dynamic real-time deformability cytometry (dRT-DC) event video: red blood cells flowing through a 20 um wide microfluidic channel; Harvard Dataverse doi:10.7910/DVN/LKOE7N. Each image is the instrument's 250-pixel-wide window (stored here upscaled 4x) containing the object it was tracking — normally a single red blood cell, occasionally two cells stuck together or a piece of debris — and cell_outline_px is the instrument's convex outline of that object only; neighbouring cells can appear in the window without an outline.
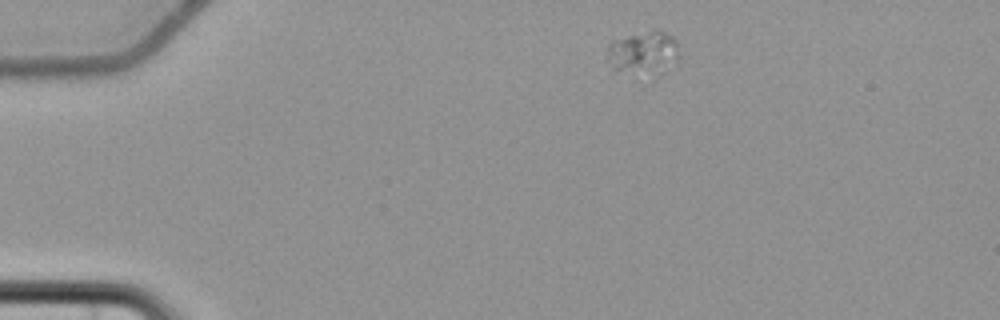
{"species": "common noctule bat (a hibernating species)", "species_latin": "Nyctalus noctula", "temperature_condition": "cold", "stored_images_in_passage": 3, "camera_frame_rate_fps": 3000, "um_per_image_px": 0.085, "animal": {"sex": "female", "body_mass_g": 22.7, "forearm_length_mm": 54.2}, "frame": {"image": 1, "passage_image": 1, "time_ms": 0.0, "image_size_px": [1000, 320], "cell_outline_px": [[676, 56], [656, 64], [620, 68], [616, 68], [604, 60], [608, 44], [612, 40], [656, 28], [672, 36], [676, 40]], "centroid_in_image_um": [54.49, 4.19], "position_along_channel_um": 30.5, "area_um2": 15.03}}